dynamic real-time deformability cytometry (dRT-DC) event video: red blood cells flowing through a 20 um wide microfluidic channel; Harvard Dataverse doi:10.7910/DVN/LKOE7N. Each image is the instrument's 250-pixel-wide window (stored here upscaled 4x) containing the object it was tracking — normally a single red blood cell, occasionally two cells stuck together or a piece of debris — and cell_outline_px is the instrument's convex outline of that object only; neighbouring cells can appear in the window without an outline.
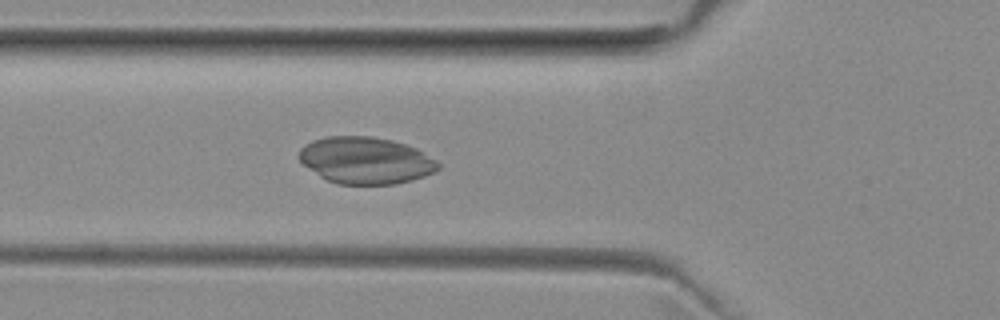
{"species": "common noctule bat (a hibernating species)", "species_latin": "Nyctalus noctula", "temperature_condition": "room temperature", "stored_images_in_passage": 39, "camera_frame_rate_fps": 3000, "um_per_image_px": 0.085, "animal": {"sex": "female", "body_mass_g": 29.2, "forearm_length_mm": 56.3}, "frame": {"image": 1, "passage_image": 12, "time_ms": 3.667, "image_size_px": [1000, 320], "cell_outline_px": [[440, 168], [432, 172], [408, 180], [392, 184], [340, 184], [328, 180], [320, 176], [304, 164], [300, 160], [300, 148], [316, 140], [328, 136], [368, 136], [388, 140], [404, 144], [420, 152], [440, 164]], "centroid_in_image_um": [31.03, 13.64], "position_along_channel_um": 94.8, "area_um2": 36.7}}
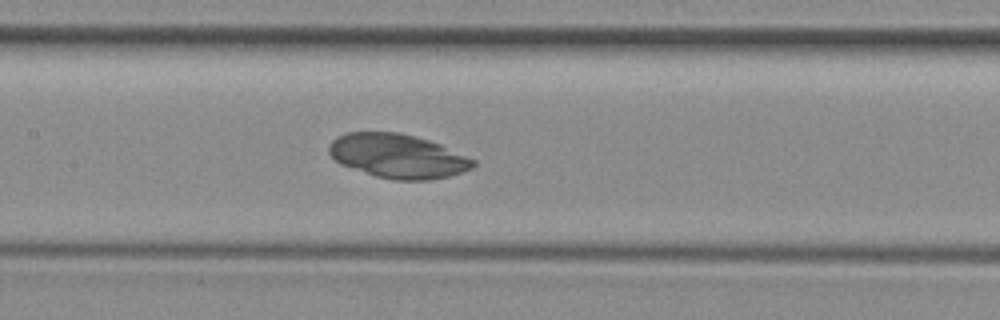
{"frame": {"image": 2, "passage_image": 18, "time_ms": 5.667, "image_size_px": [1000, 320], "cell_outline_px": [[476, 164], [472, 168], [448, 176], [428, 180], [396, 180], [376, 176], [344, 164], [336, 160], [328, 152], [328, 148], [332, 140], [348, 132], [396, 132], [412, 136], [440, 144], [476, 160]], "centroid_in_image_um": [33.83, 13.26], "position_along_channel_um": 173.6, "area_um2": 36.36}}
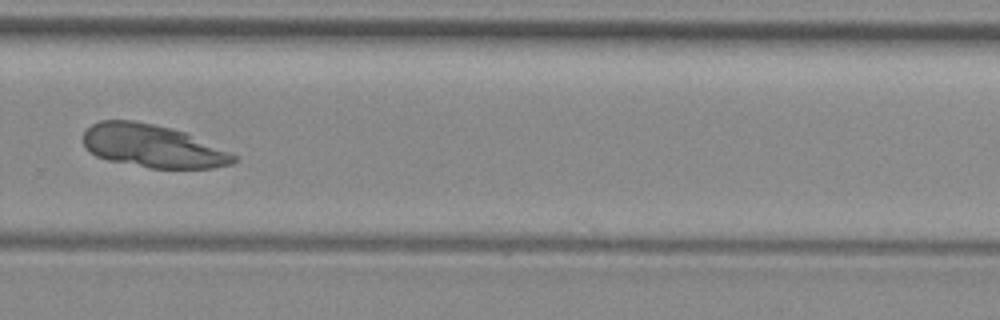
{"frame": {"image": 3, "passage_image": 29, "time_ms": 9.333, "image_size_px": [1000, 320], "cell_outline_px": [[236, 160], [232, 164], [212, 168], [152, 168], [108, 160], [96, 156], [84, 144], [84, 132], [92, 124], [100, 120], [132, 120], [152, 124], [184, 132], [236, 156]], "centroid_in_image_um": [12.94, 12.42], "position_along_channel_um": 316.9, "area_um2": 36.82}}